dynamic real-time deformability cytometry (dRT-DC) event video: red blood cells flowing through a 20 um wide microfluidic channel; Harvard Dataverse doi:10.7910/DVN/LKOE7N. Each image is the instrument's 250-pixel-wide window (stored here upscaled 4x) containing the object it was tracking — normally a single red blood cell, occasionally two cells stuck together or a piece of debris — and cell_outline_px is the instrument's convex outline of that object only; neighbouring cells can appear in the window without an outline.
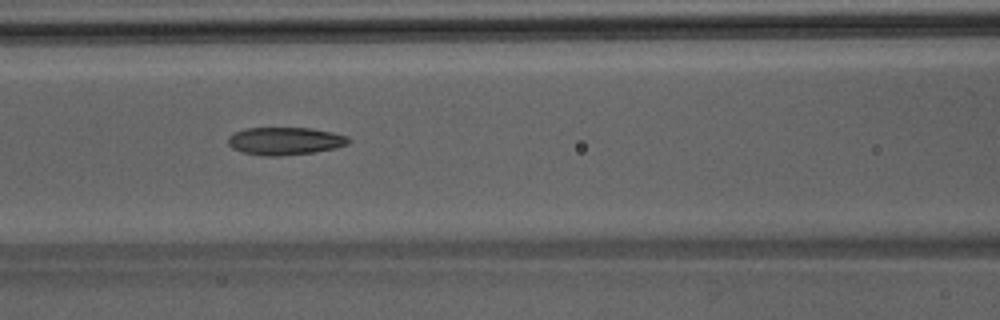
{"species": "Egyptian fruit bat (a non-hibernating species)", "species_latin": "Rousettus aegyptiacus", "temperature_condition": "room temperature", "stored_images_in_passage": 33, "camera_frame_rate_fps": 3000, "um_per_image_px": 0.085, "animal": {"sex": "male"}, "frame": {"image": 1, "passage_image": 6, "time_ms": 1.667, "image_size_px": [1000, 320], "cell_outline_px": [[352, 140], [348, 144], [336, 148], [312, 152], [280, 156], [260, 156], [244, 152], [232, 148], [228, 144], [228, 136], [232, 132], [244, 128], [312, 128], [332, 132], [348, 136]], "centroid_in_image_um": [24.21, 11.98], "position_along_channel_um": 142.4, "area_um2": 19.65}}
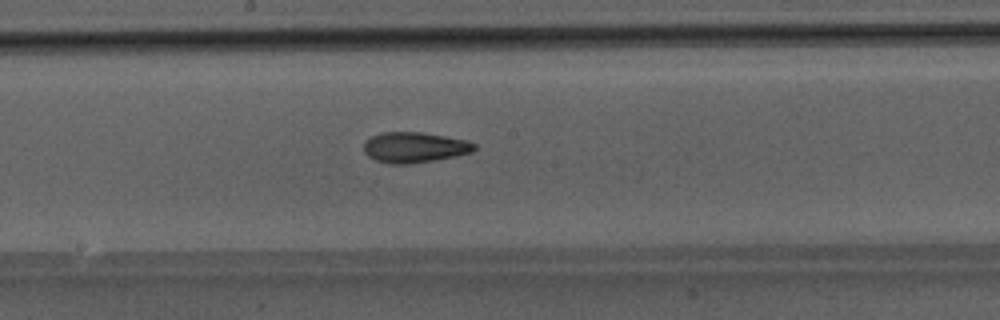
{"frame": {"image": 2, "passage_image": 11, "time_ms": 3.333, "image_size_px": [1000, 320], "cell_outline_px": [[476, 148], [472, 152], [456, 156], [408, 164], [392, 164], [376, 160], [368, 156], [364, 152], [364, 140], [380, 132], [420, 132], [468, 140], [476, 144]], "centroid_in_image_um": [35.22, 12.52], "position_along_channel_um": 213.0, "area_um2": 19.65}}
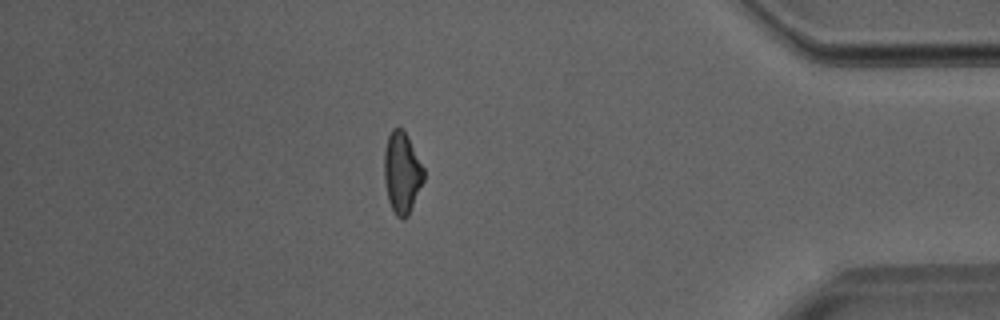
{"frame": {"image": 3, "passage_image": 27, "time_ms": 8.667, "image_size_px": [1000, 320], "cell_outline_px": [[424, 180], [408, 216], [404, 220], [400, 220], [396, 216], [388, 200], [384, 180], [384, 148], [388, 136], [392, 128], [400, 128], [408, 136], [424, 168]], "centroid_in_image_um": [34.16, 14.69], "position_along_channel_um": 401.0, "area_um2": 18.84}}